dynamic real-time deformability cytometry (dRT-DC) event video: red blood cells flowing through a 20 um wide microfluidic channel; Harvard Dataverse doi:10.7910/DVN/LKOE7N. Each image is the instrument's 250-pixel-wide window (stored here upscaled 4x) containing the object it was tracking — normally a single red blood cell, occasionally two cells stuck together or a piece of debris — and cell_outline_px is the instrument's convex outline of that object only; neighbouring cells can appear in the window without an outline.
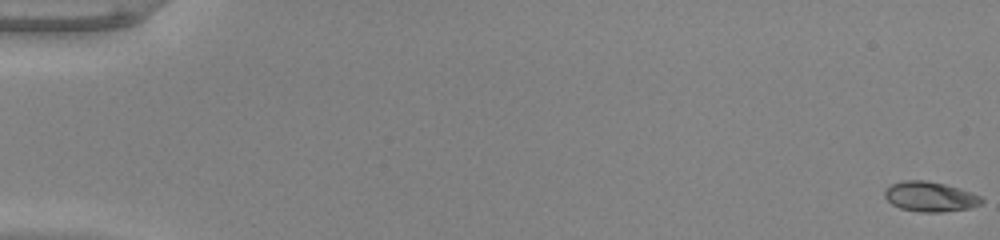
{"species": "common noctule bat (a hibernating species)", "species_latin": "Nyctalus noctula", "temperature_condition": "warm", "stored_images_in_passage": 53, "camera_frame_rate_fps": 3000, "um_per_image_px": 0.085, "animal": {"sex": "male", "body_mass_g": 20.0, "forearm_length_mm": 53.3}, "frame": {"image": 1, "passage_image": 1, "time_ms": 0.0, "image_size_px": [1000, 240], "cell_outline_px": [[984, 200], [980, 204], [968, 208], [940, 212], [920, 212], [900, 208], [892, 204], [884, 196], [884, 188], [892, 184], [904, 180], [924, 180], [944, 184], [980, 196]], "centroid_in_image_um": [79.0, 16.71], "position_along_channel_um": 6.0, "area_um2": 16.65}}
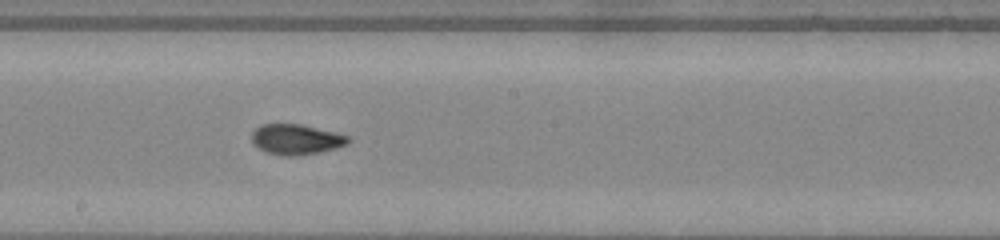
{"frame": {"image": 2, "passage_image": 31, "time_ms": 10.0, "image_size_px": [1000, 240], "cell_outline_px": [[352, 140], [348, 144], [336, 148], [320, 152], [296, 156], [284, 156], [264, 152], [252, 144], [252, 132], [260, 124], [300, 124], [336, 132], [348, 136]], "centroid_in_image_um": [25.16, 11.85], "position_along_channel_um": 223.0, "area_um2": 17.28}}
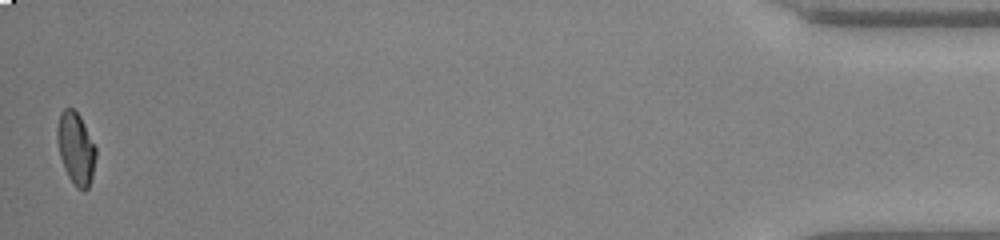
{"frame": {"image": 3, "passage_image": 53, "time_ms": 17.333, "image_size_px": [1000, 240], "cell_outline_px": [[96, 156], [92, 176], [88, 188], [84, 192], [76, 188], [68, 176], [64, 168], [60, 156], [56, 140], [56, 128], [60, 112], [64, 108], [72, 108], [80, 116], [96, 148]], "centroid_in_image_um": [6.43, 12.62], "position_along_channel_um": 428.8, "area_um2": 16.36}, "authors_computed_cell_mechanics": {"area_um2": 16.762, "velocity_mm_per_s": 3.9987, "shape_relaxation_time_tau1_ms": 6.7867, "shape_relaxation_time_tau2_ms": 1.0619, "deformation_change_tau1": 0.239, "deformation_change_tau2": 0.0545}}